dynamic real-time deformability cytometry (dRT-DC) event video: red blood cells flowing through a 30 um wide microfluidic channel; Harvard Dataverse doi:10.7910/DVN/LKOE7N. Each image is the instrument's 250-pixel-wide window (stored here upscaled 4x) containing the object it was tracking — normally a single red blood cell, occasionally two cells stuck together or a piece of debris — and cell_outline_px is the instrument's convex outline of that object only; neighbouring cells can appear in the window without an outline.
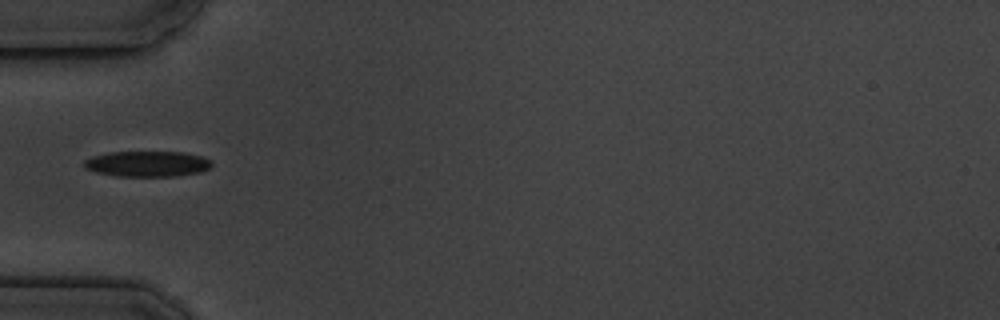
{"species": "common noctule bat (a hibernating species)", "species_latin": "Nyctalus noctula", "temperature_condition": "cold", "stored_images_in_passage": 4, "camera_frame_rate_fps": 3000, "um_per_image_px": 0.085, "animal": {"sex": "male", "body_mass_g": 19.5, "forearm_length_mm": 54.6}, "frame": {"image": 1, "passage_image": 4, "time_ms": 4.333, "image_size_px": [1000, 320], "cell_outline_px": [[212, 164], [208, 168], [200, 172], [176, 176], [116, 176], [96, 172], [84, 168], [84, 160], [92, 156], [108, 152], [184, 152], [200, 156], [208, 160]], "centroid_in_image_um": [12.47, 13.92], "position_along_channel_um": 72.5, "area_um2": 18.96}}